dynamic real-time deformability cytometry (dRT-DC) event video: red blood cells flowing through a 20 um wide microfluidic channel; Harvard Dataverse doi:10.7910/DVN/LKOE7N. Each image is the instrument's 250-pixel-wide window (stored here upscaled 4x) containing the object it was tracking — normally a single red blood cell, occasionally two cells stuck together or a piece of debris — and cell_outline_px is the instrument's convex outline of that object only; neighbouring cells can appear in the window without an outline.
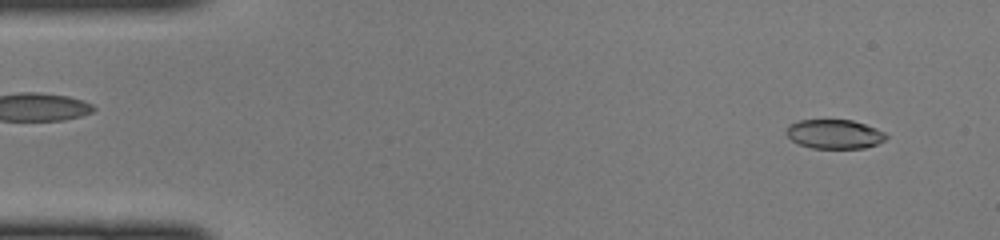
{"species": "common noctule bat (a hibernating species)", "species_latin": "Nyctalus noctula", "temperature_condition": "cold", "stored_images_in_passage": 46, "camera_frame_rate_fps": 3000, "um_per_image_px": 0.085, "animal": {"sex": "female", "body_mass_g": 22.0, "forearm_length_mm": 56.7}, "frame": {"image": 1, "passage_image": 3, "time_ms": 0.667, "image_size_px": [1000, 240], "cell_outline_px": [[888, 136], [884, 140], [876, 144], [864, 148], [812, 148], [800, 144], [792, 140], [784, 132], [788, 124], [800, 120], [852, 120], [876, 128], [884, 132]], "centroid_in_image_um": [70.9, 11.39], "position_along_channel_um": 14.1, "area_um2": 16.94}}
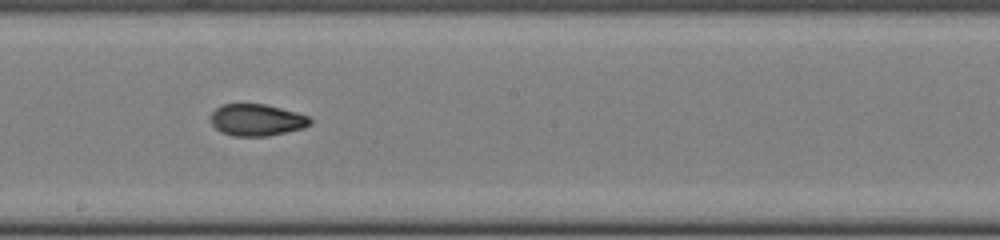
{"frame": {"image": 2, "passage_image": 25, "time_ms": 8.0, "image_size_px": [1000, 240], "cell_outline_px": [[312, 124], [304, 128], [268, 136], [232, 136], [220, 132], [212, 124], [212, 112], [216, 108], [224, 104], [264, 104], [312, 116]], "centroid_in_image_um": [21.87, 10.2], "position_along_channel_um": 226.3, "area_um2": 18.5}}
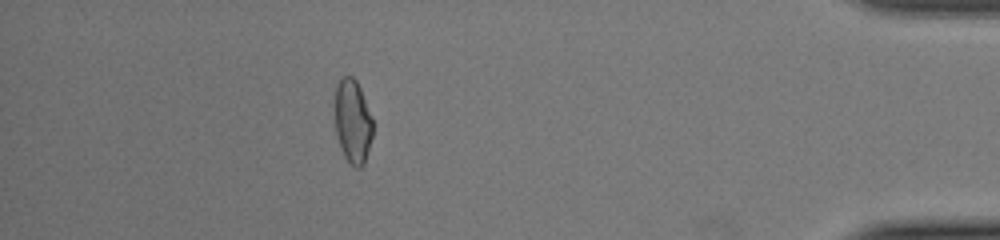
{"frame": {"image": 3, "passage_image": 41, "time_ms": 13.333, "image_size_px": [1000, 240], "cell_outline_px": [[372, 136], [364, 164], [360, 168], [356, 168], [344, 156], [340, 148], [336, 132], [336, 84], [344, 76], [352, 76], [356, 80], [360, 88], [372, 116]], "centroid_in_image_um": [29.99, 10.32], "position_along_channel_um": 405.2, "area_um2": 18.26}}